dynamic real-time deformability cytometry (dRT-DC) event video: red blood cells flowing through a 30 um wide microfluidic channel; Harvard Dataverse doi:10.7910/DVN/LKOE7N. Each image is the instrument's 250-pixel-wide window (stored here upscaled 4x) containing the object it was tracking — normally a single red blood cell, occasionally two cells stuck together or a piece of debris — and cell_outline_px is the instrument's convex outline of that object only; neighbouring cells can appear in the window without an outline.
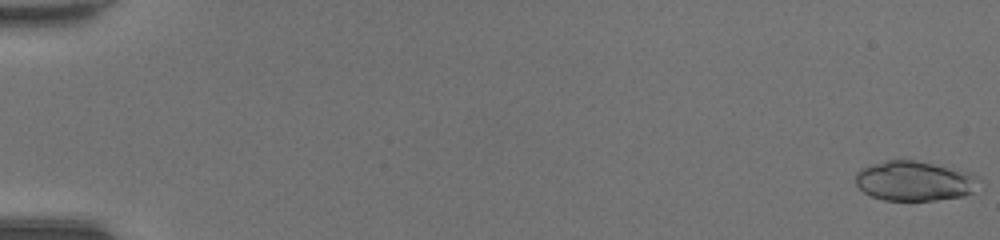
{"species": "common noctule bat (a hibernating species)", "species_latin": "Nyctalus noctula", "temperature_condition": "room temperature", "stored_images_in_passage": 1, "camera_frame_rate_fps": 3000, "um_per_image_px": 0.085, "animal": {"sex": "female", "body_mass_g": 20.0, "forearm_length_mm": 54.0}, "frame": {"image": 1, "passage_image": 1, "time_ms": 0.0, "image_size_px": [1000, 240], "cell_outline_px": [[980, 180], [972, 192], [964, 196], [936, 200], [884, 200], [872, 196], [864, 192], [856, 184], [856, 172], [860, 168], [884, 160], [916, 160], [972, 172], [980, 176]], "centroid_in_image_um": [77.75, 15.37], "position_along_channel_um": 7.3, "area_um2": 28.84}}